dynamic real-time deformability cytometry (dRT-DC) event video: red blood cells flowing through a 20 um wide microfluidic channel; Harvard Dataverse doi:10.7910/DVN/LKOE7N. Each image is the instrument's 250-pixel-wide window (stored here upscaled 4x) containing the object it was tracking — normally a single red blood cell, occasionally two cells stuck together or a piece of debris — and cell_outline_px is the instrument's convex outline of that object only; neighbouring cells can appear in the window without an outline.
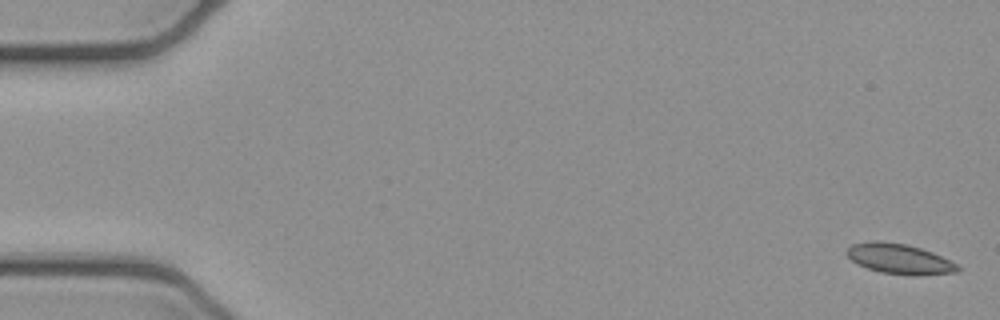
{"species": "common noctule bat (a hibernating species)", "species_latin": "Nyctalus noctula", "temperature_condition": "cold", "stored_images_in_passage": 52, "camera_frame_rate_fps": 3000, "um_per_image_px": 0.085, "animal": {"sex": "female", "body_mass_g": 21.9}, "frame": {"image": 1, "passage_image": 1, "time_ms": 0.0, "image_size_px": [1000, 320], "cell_outline_px": [[960, 272], [920, 276], [912, 276], [880, 272], [868, 268], [852, 260], [844, 252], [852, 244], [872, 240], [880, 240], [904, 244], [920, 248], [932, 252], [956, 264], [960, 268]], "centroid_in_image_um": [76.45, 22.01], "position_along_channel_um": 8.5, "area_um2": 19.54}}
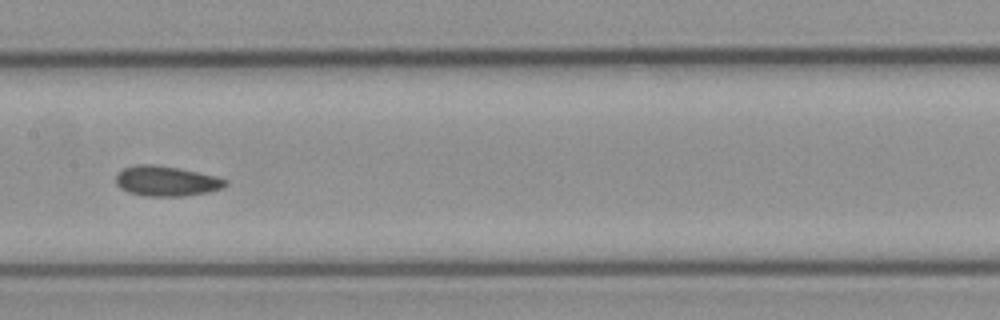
{"frame": {"image": 2, "passage_image": 26, "time_ms": 8.333, "image_size_px": [1000, 320], "cell_outline_px": [[228, 184], [224, 188], [208, 192], [184, 196], [144, 196], [128, 192], [120, 188], [116, 184], [116, 176], [124, 168], [136, 164], [156, 164], [180, 168], [216, 176], [228, 180]], "centroid_in_image_um": [14.16, 15.39], "position_along_channel_um": 193.2, "area_um2": 19.42}}
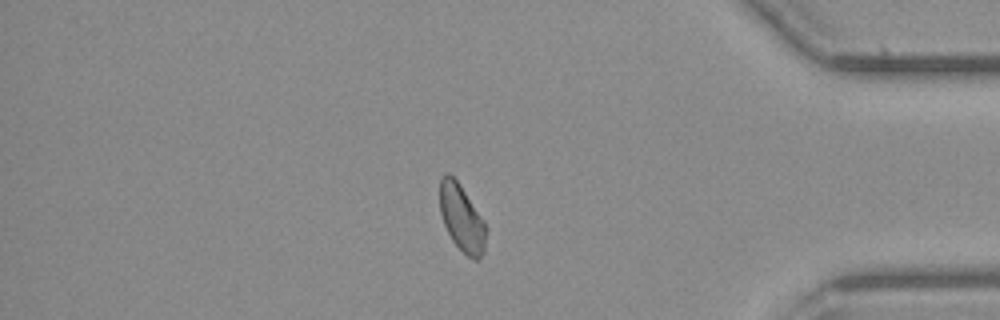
{"frame": {"image": 3, "passage_image": 44, "time_ms": 14.333, "image_size_px": [1000, 320], "cell_outline_px": [[488, 228], [484, 252], [476, 260], [472, 260], [452, 240], [444, 224], [440, 212], [440, 176], [444, 172], [448, 172], [460, 184], [484, 220]], "centroid_in_image_um": [39.26, 18.52], "position_along_channel_um": 395.9, "area_um2": 18.15}, "authors_computed_cell_mechanics": {"area_um2": 18.9584, "velocity_mm_per_s": 3.9208, "shape_relaxation_time_tau1_ms": null, "shape_relaxation_time_tau2_ms": 6.1607, "deformation_change_tau1": null, "deformation_change_tau2": 0.1146}}